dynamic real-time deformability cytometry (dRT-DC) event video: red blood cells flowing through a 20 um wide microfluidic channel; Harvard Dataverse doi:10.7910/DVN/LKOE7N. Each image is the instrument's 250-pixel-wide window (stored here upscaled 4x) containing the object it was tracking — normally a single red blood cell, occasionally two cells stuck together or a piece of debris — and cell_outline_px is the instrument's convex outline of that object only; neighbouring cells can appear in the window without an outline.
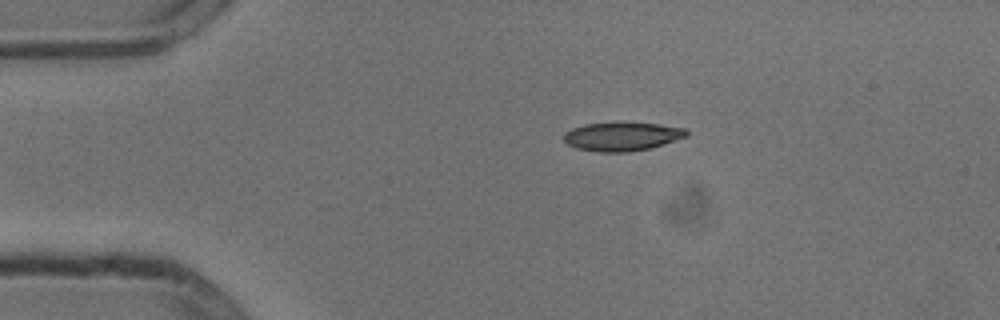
{"species": "common noctule bat (a hibernating species)", "species_latin": "Nyctalus noctula", "temperature_condition": "cold", "stored_images_in_passage": 44, "camera_frame_rate_fps": 3000, "um_per_image_px": 0.085, "animal": {"sex": "male", "body_mass_g": 13.3}, "frame": {"image": 1, "passage_image": 1, "time_ms": 0.0, "image_size_px": [1000, 320], "cell_outline_px": [[688, 136], [664, 144], [648, 148], [628, 152], [596, 152], [576, 148], [568, 144], [564, 140], [564, 132], [572, 128], [584, 124], [656, 124], [684, 128], [688, 132]], "centroid_in_image_um": [52.85, 11.63], "position_along_channel_um": 32.2, "area_um2": 20.0}}
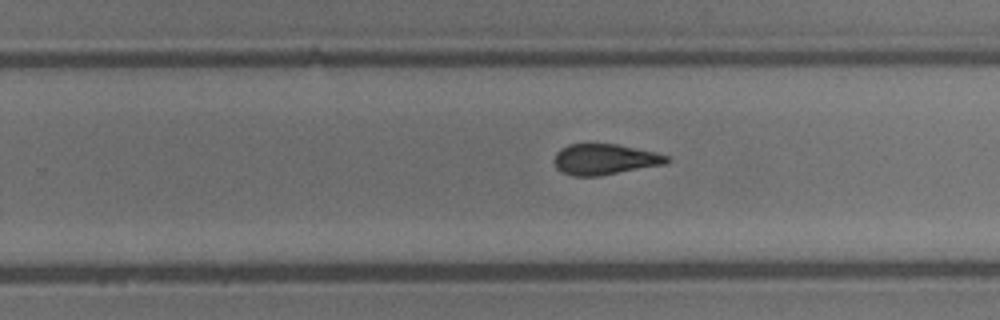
{"frame": {"image": 2, "passage_image": 24, "time_ms": 7.667, "image_size_px": [1000, 320], "cell_outline_px": [[672, 160], [664, 164], [600, 176], [572, 176], [556, 168], [552, 160], [556, 152], [560, 148], [568, 144], [616, 144], [652, 152], [668, 156]], "centroid_in_image_um": [51.34, 13.55], "position_along_channel_um": 278.5, "area_um2": 20.11}}
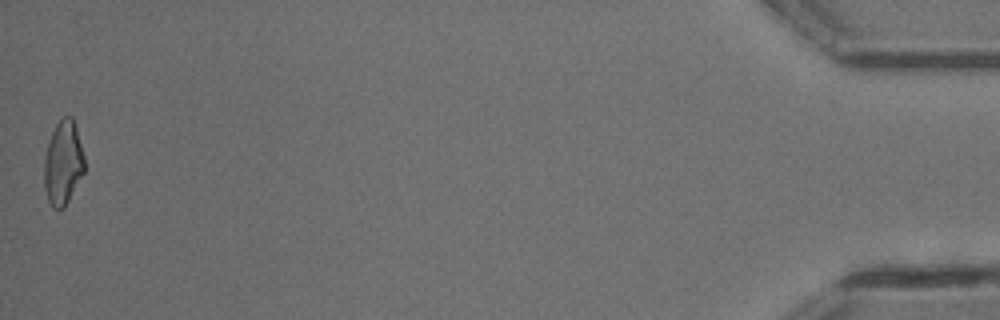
{"frame": {"image": 3, "passage_image": 44, "time_ms": 14.333, "image_size_px": [1000, 320], "cell_outline_px": [[84, 172], [64, 208], [52, 208], [48, 200], [44, 188], [44, 156], [52, 132], [56, 124], [64, 116], [72, 116], [76, 128], [84, 156]], "centroid_in_image_um": [5.35, 13.86], "position_along_channel_um": 429.9, "area_um2": 19.59}, "authors_computed_cell_mechanics": {"area_um2": 20.7213, "velocity_mm_per_s": 3.8096, "shape_relaxation_time_tau1_ms": 4.7159, "shape_relaxation_time_tau2_ms": 3.2722, "deformation_change_tau1": 0.1722, "deformation_change_tau2": 0.1241}}